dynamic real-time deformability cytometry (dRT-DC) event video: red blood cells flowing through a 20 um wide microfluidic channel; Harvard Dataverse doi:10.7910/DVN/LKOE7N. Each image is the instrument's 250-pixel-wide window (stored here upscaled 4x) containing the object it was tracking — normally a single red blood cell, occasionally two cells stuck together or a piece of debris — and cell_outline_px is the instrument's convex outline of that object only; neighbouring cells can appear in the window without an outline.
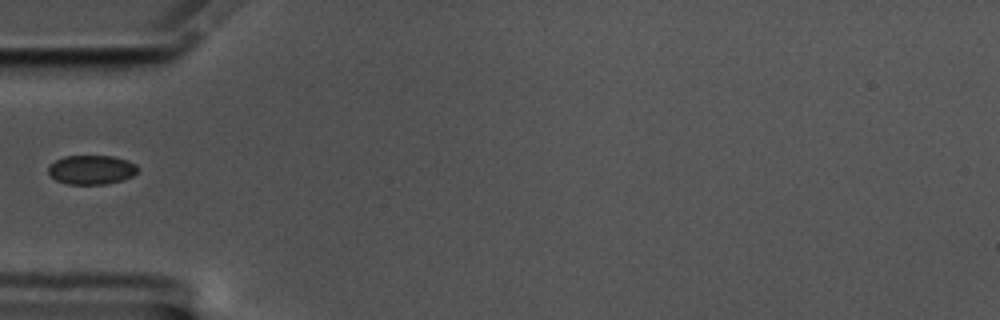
{"species": "common noctule bat (a hibernating species)", "species_latin": "Nyctalus noctula", "temperature_condition": "cold", "stored_images_in_passage": 34, "camera_frame_rate_fps": 3000, "um_per_image_px": 0.085, "animal": {"sex": "male", "body_mass_g": 17.5, "forearm_length_mm": 52.3}, "frame": {"image": 1, "passage_image": 1, "time_ms": 0.0, "image_size_px": [1000, 320], "cell_outline_px": [[136, 172], [132, 176], [120, 180], [104, 184], [68, 184], [56, 180], [48, 172], [48, 168], [56, 160], [64, 156], [112, 156], [128, 160], [136, 164]], "centroid_in_image_um": [7.77, 14.42], "position_along_channel_um": 77.2, "area_um2": 14.97}}
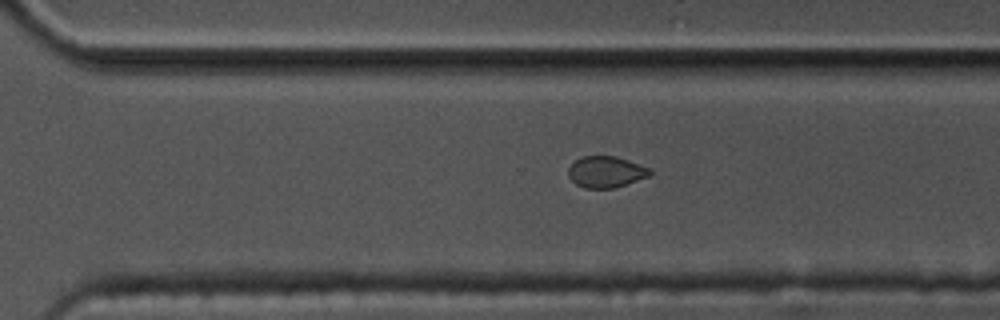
{"frame": {"image": 2, "passage_image": 22, "time_ms": 7.0, "image_size_px": [1000, 320], "cell_outline_px": [[652, 172], [648, 176], [616, 188], [584, 188], [576, 184], [568, 176], [568, 168], [576, 160], [584, 156], [616, 156], [628, 160], [648, 168]], "centroid_in_image_um": [51.48, 14.62], "position_along_channel_um": 319.1, "area_um2": 14.74}}
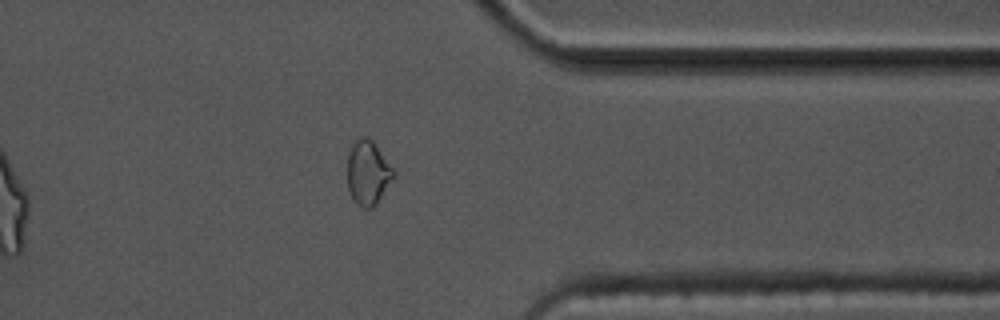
{"frame": {"image": 3, "passage_image": 28, "time_ms": 9.0, "image_size_px": [1000, 320], "cell_outline_px": [[396, 176], [376, 204], [372, 208], [360, 208], [356, 204], [348, 188], [348, 152], [352, 144], [360, 136], [368, 136], [372, 140], [396, 172]], "centroid_in_image_um": [31.28, 14.68], "position_along_channel_um": 380.1, "area_um2": 17.46}}